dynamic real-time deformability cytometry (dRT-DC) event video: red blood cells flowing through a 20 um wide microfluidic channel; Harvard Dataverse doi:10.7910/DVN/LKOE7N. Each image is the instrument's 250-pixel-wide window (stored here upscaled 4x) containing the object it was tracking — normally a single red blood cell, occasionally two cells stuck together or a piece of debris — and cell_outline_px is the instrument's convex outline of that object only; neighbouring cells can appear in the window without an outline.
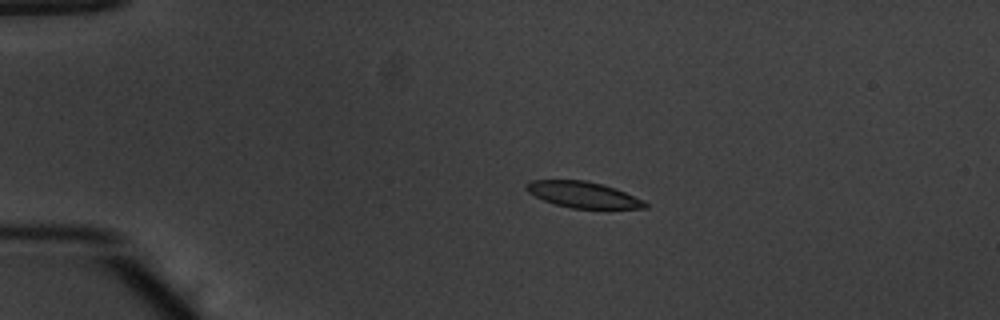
{"species": "common noctule bat (a hibernating species)", "species_latin": "Nyctalus noctula", "temperature_condition": "warm", "stored_images_in_passage": 43, "camera_frame_rate_fps": 3000, "um_per_image_px": 0.085, "animal": {"sex": "male", "body_mass_g": 20.1, "forearm_length_mm": 53.5}, "frame": {"image": 1, "passage_image": 1, "time_ms": 0.0, "image_size_px": [1000, 320], "cell_outline_px": [[648, 208], [572, 208], [556, 204], [544, 200], [528, 192], [524, 188], [524, 184], [528, 180], [584, 180], [616, 188], [644, 200], [648, 204]], "centroid_in_image_um": [49.54, 16.54], "position_along_channel_um": 35.5, "area_um2": 17.98}}
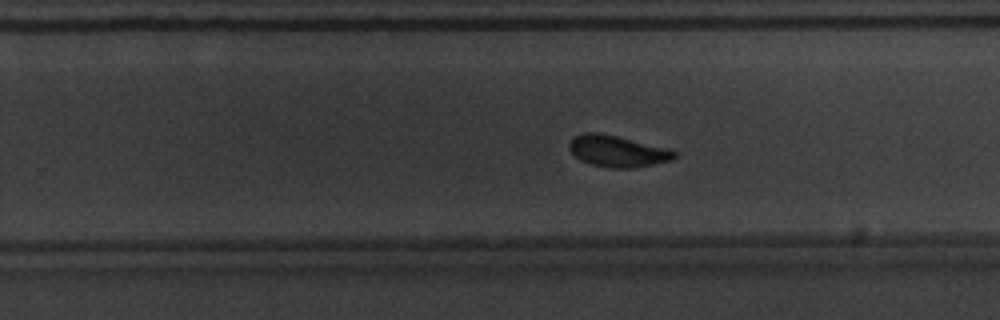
{"frame": {"image": 2, "passage_image": 24, "time_ms": 7.667, "image_size_px": [1000, 320], "cell_outline_px": [[676, 156], [672, 160], [652, 164], [628, 168], [612, 168], [592, 164], [580, 160], [568, 148], [568, 144], [576, 136], [584, 132], [596, 132], [616, 136], [672, 148], [676, 152]], "centroid_in_image_um": [52.52, 12.84], "position_along_channel_um": 277.3, "area_um2": 19.13}}
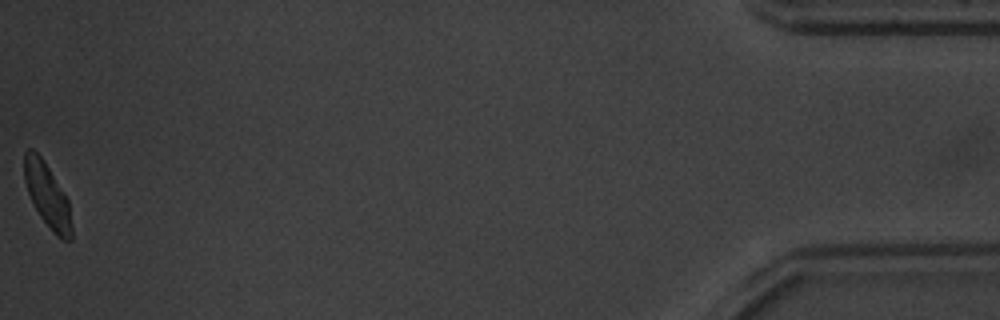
{"frame": {"image": 3, "passage_image": 43, "time_ms": 14.0, "image_size_px": [1000, 320], "cell_outline_px": [[72, 240], [64, 240], [56, 236], [52, 232], [40, 216], [28, 192], [24, 180], [24, 152], [28, 148], [32, 148], [44, 160], [68, 200], [72, 228]], "centroid_in_image_um": [4.02, 16.61], "position_along_channel_um": 431.2, "area_um2": 17.51}, "authors_computed_cell_mechanics": {"area_um2": 18.9006, "velocity_mm_per_s": 3.8257, "shape_relaxation_time_tau1_ms": 1.9368, "shape_relaxation_time_tau2_ms": 1.2249, "deformation_change_tau1": 0.121, "deformation_change_tau2": 0.061}}